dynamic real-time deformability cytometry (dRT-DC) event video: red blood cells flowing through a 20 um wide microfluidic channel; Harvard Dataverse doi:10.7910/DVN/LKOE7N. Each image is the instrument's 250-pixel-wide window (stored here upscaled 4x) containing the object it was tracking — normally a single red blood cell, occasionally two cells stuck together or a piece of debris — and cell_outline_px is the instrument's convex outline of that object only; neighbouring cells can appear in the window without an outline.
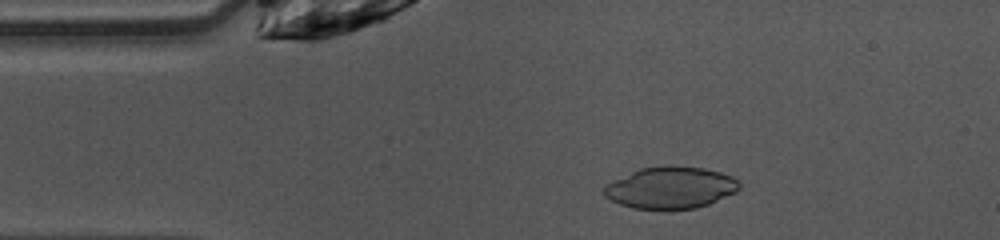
{"species": "common noctule bat (a hibernating species)", "species_latin": "Nyctalus noctula", "temperature_condition": "warm", "stored_images_in_passage": 47, "camera_frame_rate_fps": 3000, "um_per_image_px": 0.085, "animal": {"sex": "female", "body_mass_g": 10.0, "forearm_length_mm": 53.1}, "frame": {"image": 1, "passage_image": 7, "time_ms": 2.0, "image_size_px": [1000, 240], "cell_outline_px": [[740, 188], [736, 192], [708, 204], [696, 208], [632, 208], [620, 204], [604, 196], [604, 188], [612, 180], [640, 168], [668, 164], [704, 168], [720, 172], [732, 176], [740, 184]], "centroid_in_image_um": [57.0, 15.92], "position_along_channel_um": 28.0, "area_um2": 32.83}}